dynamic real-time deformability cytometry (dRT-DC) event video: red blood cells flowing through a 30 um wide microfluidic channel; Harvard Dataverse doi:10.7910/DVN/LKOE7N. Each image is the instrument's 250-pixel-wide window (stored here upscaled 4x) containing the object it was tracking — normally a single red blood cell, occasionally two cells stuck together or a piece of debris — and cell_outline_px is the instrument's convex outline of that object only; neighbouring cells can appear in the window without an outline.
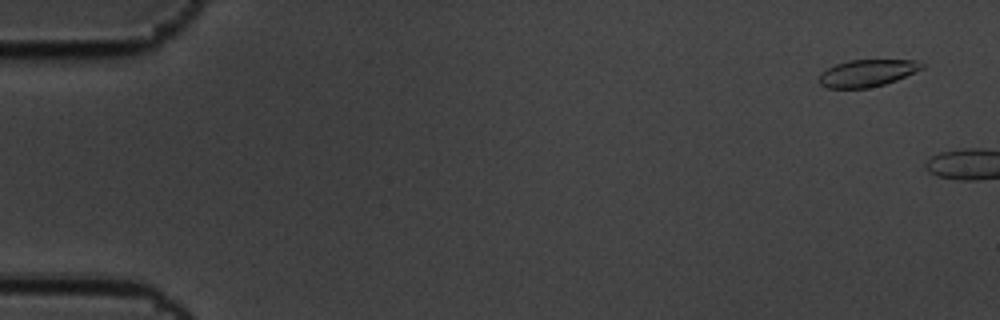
{"species": "common noctule bat (a hibernating species)", "species_latin": "Nyctalus noctula", "temperature_condition": "cold", "stored_images_in_passage": 6, "camera_frame_rate_fps": 3000, "um_per_image_px": 0.085, "animal": {"sex": "male", "body_mass_g": 19.5, "forearm_length_mm": 54.6}, "frame": {"image": 1, "passage_image": 3, "time_ms": 0.667, "image_size_px": [1000, 320], "cell_outline_px": [[924, 68], [896, 80], [884, 84], [868, 88], [828, 88], [820, 84], [820, 72], [836, 64], [848, 60], [912, 60], [924, 64]], "centroid_in_image_um": [73.7, 6.21], "position_along_channel_um": 11.3, "area_um2": 16.07}}